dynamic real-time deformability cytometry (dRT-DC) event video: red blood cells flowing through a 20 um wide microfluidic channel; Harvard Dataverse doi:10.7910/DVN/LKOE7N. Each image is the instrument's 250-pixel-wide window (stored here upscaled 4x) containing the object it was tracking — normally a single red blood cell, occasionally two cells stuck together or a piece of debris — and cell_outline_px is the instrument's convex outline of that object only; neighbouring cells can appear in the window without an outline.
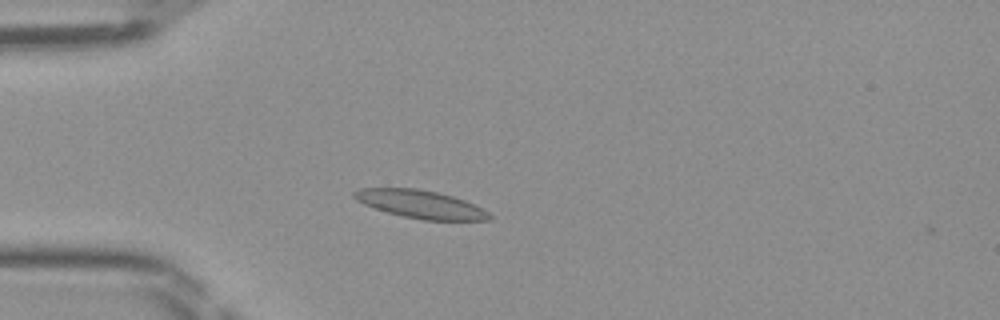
{"species": "Egyptian fruit bat (a non-hibernating species)", "species_latin": "Rousettus aegyptiacus", "temperature_condition": "room temperature", "stored_images_in_passage": 11, "camera_frame_rate_fps": 3000, "um_per_image_px": 0.085, "frame": {"image": 1, "passage_image": 10, "time_ms": 3.0, "image_size_px": [1000, 320], "cell_outline_px": [[492, 216], [488, 220], [424, 220], [404, 216], [388, 212], [364, 204], [356, 200], [352, 196], [352, 192], [360, 188], [416, 188], [436, 192], [452, 196], [464, 200], [488, 212]], "centroid_in_image_um": [35.71, 17.35], "position_along_channel_um": 49.3, "area_um2": 21.73}}